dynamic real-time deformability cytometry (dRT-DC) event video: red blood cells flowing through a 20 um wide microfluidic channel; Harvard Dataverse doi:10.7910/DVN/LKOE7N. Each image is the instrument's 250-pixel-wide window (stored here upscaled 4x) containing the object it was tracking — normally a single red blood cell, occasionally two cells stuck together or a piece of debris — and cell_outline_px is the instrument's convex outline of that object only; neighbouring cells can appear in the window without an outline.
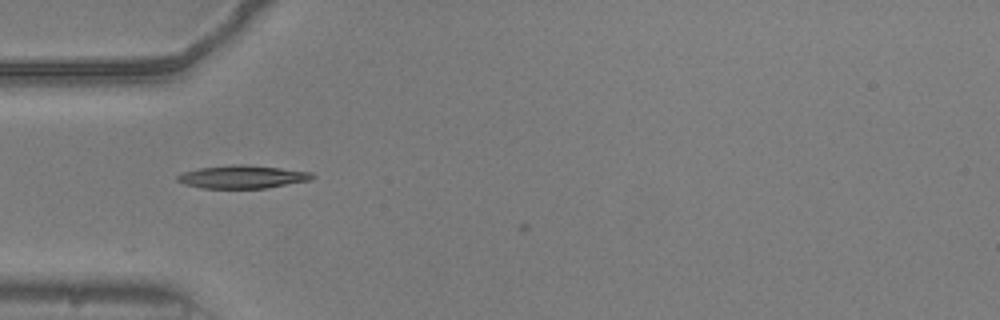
{"species": "common noctule bat (a hibernating species)", "species_latin": "Nyctalus noctula", "temperature_condition": "warm", "stored_images_in_passage": 2, "camera_frame_rate_fps": 3000, "um_per_image_px": 0.085, "animal": {"sex": "male", "body_mass_g": 20.5, "forearm_length_mm": 52.5}, "frame": {"image": 1, "passage_image": 1, "time_ms": 0.0, "image_size_px": [1000, 320], "cell_outline_px": [[316, 176], [312, 180], [264, 188], [200, 188], [184, 184], [176, 180], [176, 176], [184, 172], [200, 168], [232, 164], [244, 164], [280, 168], [312, 172]], "centroid_in_image_um": [20.61, 15.03], "position_along_channel_um": 64.4, "area_um2": 18.09}}